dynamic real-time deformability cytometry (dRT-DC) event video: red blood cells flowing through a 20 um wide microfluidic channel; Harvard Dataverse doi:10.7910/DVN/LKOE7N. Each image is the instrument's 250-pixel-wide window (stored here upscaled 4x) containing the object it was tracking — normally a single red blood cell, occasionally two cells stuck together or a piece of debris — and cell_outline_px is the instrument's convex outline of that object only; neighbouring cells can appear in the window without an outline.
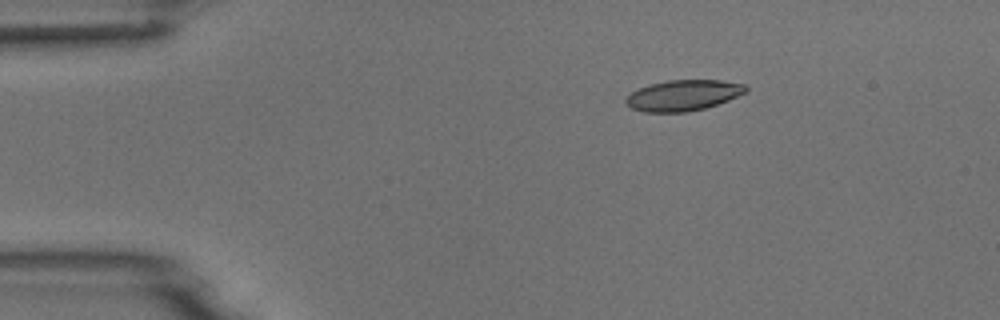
{"species": "common noctule bat (a hibernating species)", "species_latin": "Nyctalus noctula", "temperature_condition": "room temperature", "stored_images_in_passage": 3, "camera_frame_rate_fps": 3000, "um_per_image_px": 0.085, "animal": {"sex": "male", "body_mass_g": 18.8}, "frame": {"image": 1, "passage_image": 1, "time_ms": 0.0, "image_size_px": [1000, 320], "cell_outline_px": [[748, 92], [728, 100], [704, 108], [688, 112], [644, 112], [632, 108], [624, 100], [632, 92], [648, 84], [668, 80], [720, 80], [744, 84], [748, 88]], "centroid_in_image_um": [58.09, 8.1], "position_along_channel_um": 26.9, "area_um2": 21.44}}
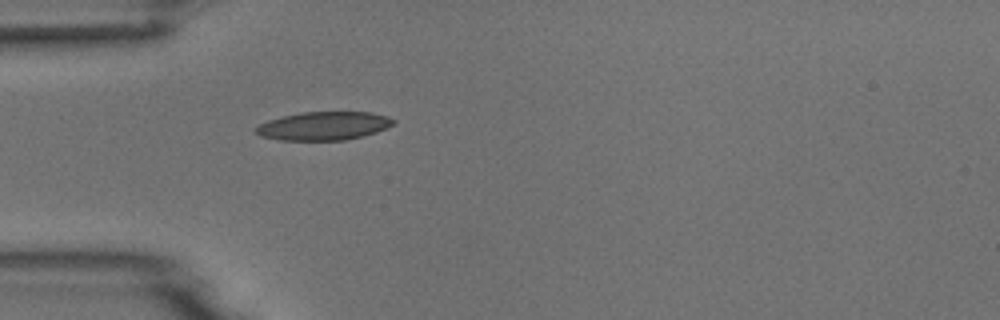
{"frame": {"image": 2, "passage_image": 3, "time_ms": 2.333, "image_size_px": [1000, 320], "cell_outline_px": [[396, 124], [376, 132], [364, 136], [344, 140], [280, 140], [260, 136], [252, 132], [252, 128], [268, 120], [300, 112], [372, 112], [388, 116], [396, 120]], "centroid_in_image_um": [27.51, 10.7], "position_along_channel_um": 57.5, "area_um2": 23.06}}